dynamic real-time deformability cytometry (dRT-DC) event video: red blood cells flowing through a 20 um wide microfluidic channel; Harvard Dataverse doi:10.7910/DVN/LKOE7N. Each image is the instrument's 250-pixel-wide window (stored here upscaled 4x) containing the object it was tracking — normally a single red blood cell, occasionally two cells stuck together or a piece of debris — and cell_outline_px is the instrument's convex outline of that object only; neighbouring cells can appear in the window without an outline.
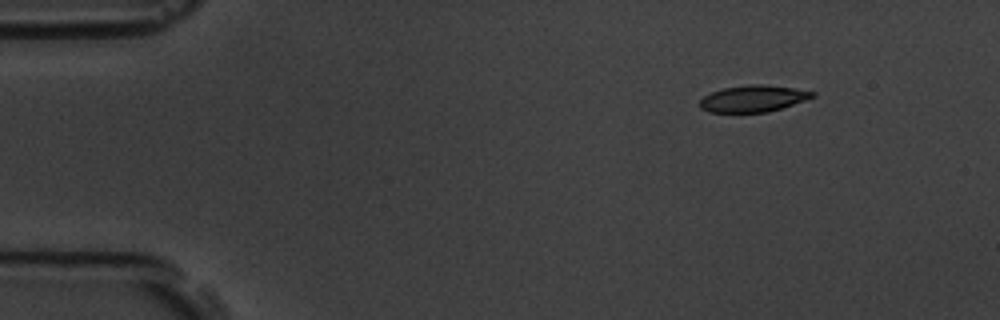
{"species": "common noctule bat (a hibernating species)", "species_latin": "Nyctalus noctula", "temperature_condition": "room temperature", "stored_images_in_passage": 4, "camera_frame_rate_fps": 3000, "um_per_image_px": 0.085, "animal": {"sex": "male", "body_mass_g": 19.5, "forearm_length_mm": 54.6}, "frame": {"image": 1, "passage_image": 1, "time_ms": 0.0, "image_size_px": [1000, 320], "cell_outline_px": [[816, 96], [768, 112], [708, 112], [700, 108], [700, 100], [704, 96], [712, 92], [724, 88], [748, 84], [764, 84], [796, 88], [816, 92]], "centroid_in_image_um": [64.02, 8.37], "position_along_channel_um": 21.0, "area_um2": 17.4}}
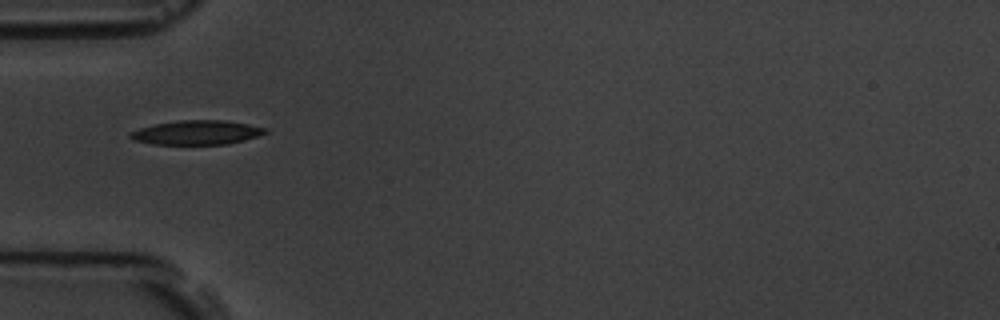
{"frame": {"image": 2, "passage_image": 4, "time_ms": 3.667, "image_size_px": [1000, 320], "cell_outline_px": [[268, 132], [244, 140], [228, 144], [152, 144], [132, 140], [128, 136], [128, 132], [140, 128], [156, 124], [180, 120], [224, 120], [248, 124], [268, 128]], "centroid_in_image_um": [16.7, 11.26], "position_along_channel_um": 68.3, "area_um2": 19.07}}